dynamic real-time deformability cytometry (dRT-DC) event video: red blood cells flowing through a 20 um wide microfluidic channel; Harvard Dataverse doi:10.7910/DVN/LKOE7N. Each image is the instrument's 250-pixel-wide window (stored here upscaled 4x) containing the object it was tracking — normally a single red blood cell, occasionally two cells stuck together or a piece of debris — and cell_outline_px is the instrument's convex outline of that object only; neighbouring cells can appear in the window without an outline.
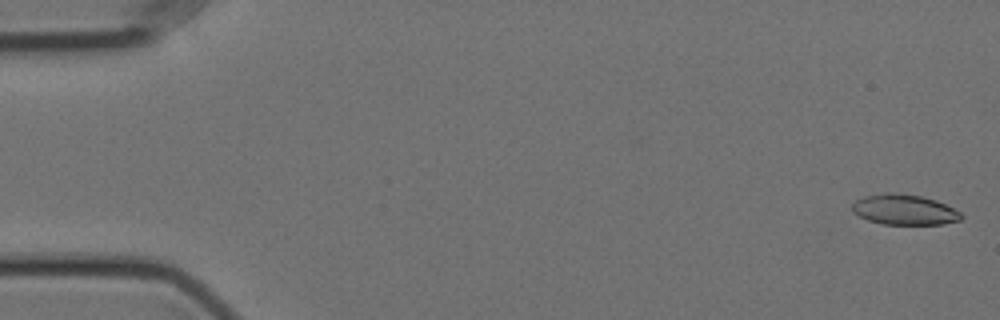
{"species": "Egyptian fruit bat (a non-hibernating species)", "species_latin": "Rousettus aegyptiacus", "temperature_condition": "cold", "stored_images_in_passage": 57, "camera_frame_rate_fps": 3000, "um_per_image_px": 0.085, "animal": {"sex": "female"}, "frame": {"image": 1, "passage_image": 1, "time_ms": 0.0, "image_size_px": [1000, 320], "cell_outline_px": [[964, 216], [960, 220], [944, 224], [884, 224], [868, 220], [852, 212], [852, 204], [856, 200], [864, 196], [888, 192], [892, 192], [920, 196], [936, 200], [960, 212]], "centroid_in_image_um": [76.86, 17.82], "position_along_channel_um": 8.1, "area_um2": 19.19}}
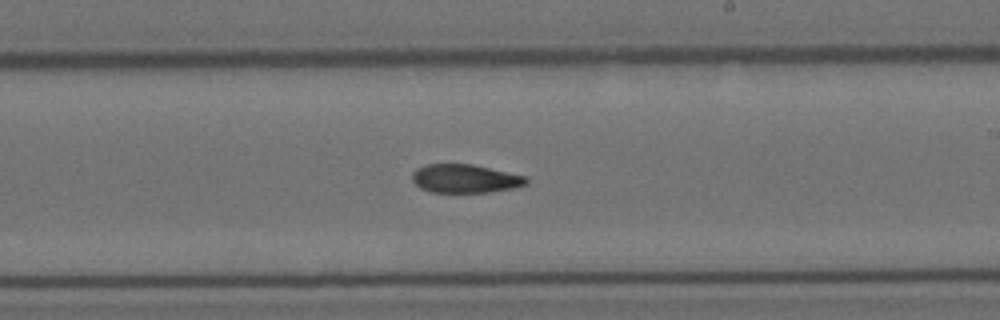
{"frame": {"image": 2, "passage_image": 33, "time_ms": 10.667, "image_size_px": [1000, 320], "cell_outline_px": [[528, 184], [512, 188], [488, 192], [428, 192], [420, 188], [412, 180], [412, 172], [416, 168], [428, 164], [472, 164], [524, 176], [528, 180]], "centroid_in_image_um": [39.48, 15.18], "position_along_channel_um": 249.5, "area_um2": 18.84}}
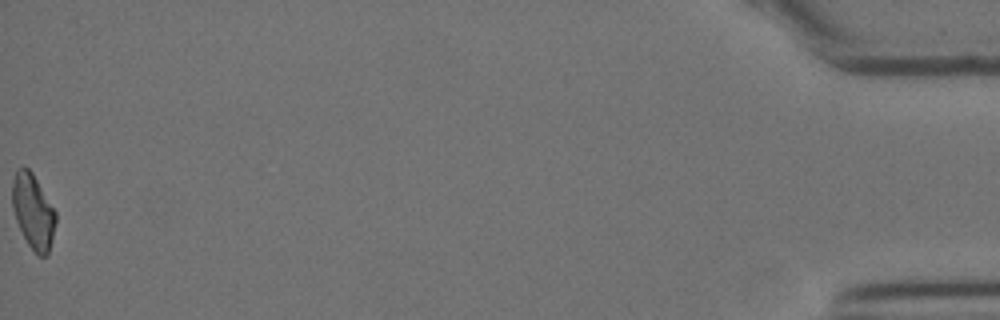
{"frame": {"image": 3, "passage_image": 57, "time_ms": 18.667, "image_size_px": [1000, 320], "cell_outline_px": [[56, 220], [52, 240], [48, 252], [44, 256], [40, 256], [28, 244], [16, 220], [12, 204], [12, 184], [16, 172], [20, 168], [28, 168], [32, 172], [56, 212]], "centroid_in_image_um": [2.82, 17.97], "position_along_channel_um": 432.4, "area_um2": 18.44}, "authors_computed_cell_mechanics": {"area_um2": 19.7098, "velocity_mm_per_s": 3.5463, "shape_relaxation_time_tau1_ms": null, "shape_relaxation_time_tau2_ms": 9.8143, "deformation_change_tau1": null, "deformation_change_tau2": 0.17}}